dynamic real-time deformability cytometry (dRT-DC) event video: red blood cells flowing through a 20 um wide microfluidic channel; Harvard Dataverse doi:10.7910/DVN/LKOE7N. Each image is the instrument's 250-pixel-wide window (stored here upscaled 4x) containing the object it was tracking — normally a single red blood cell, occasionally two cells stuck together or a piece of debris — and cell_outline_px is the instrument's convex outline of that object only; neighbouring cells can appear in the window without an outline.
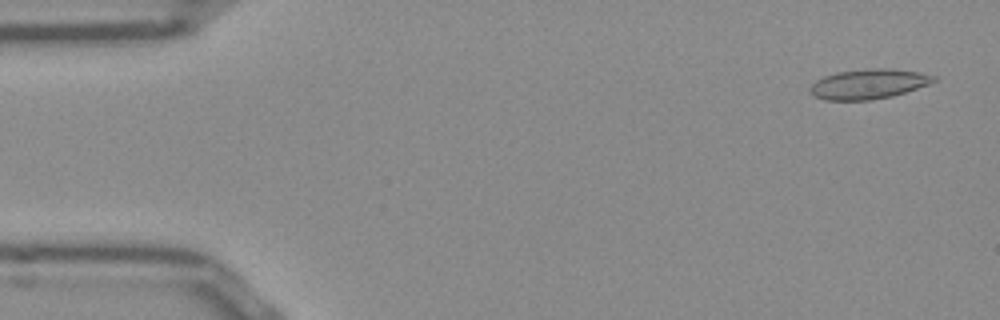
{"species": "Egyptian fruit bat (a non-hibernating species)", "species_latin": "Rousettus aegyptiacus", "temperature_condition": "room temperature", "stored_images_in_passage": 51, "camera_frame_rate_fps": 3000, "um_per_image_px": 0.085, "frame": {"image": 1, "passage_image": 2, "time_ms": 0.333, "image_size_px": [1000, 320], "cell_outline_px": [[936, 80], [928, 84], [892, 96], [872, 100], [824, 100], [816, 96], [808, 88], [816, 80], [824, 76], [836, 72], [868, 68], [888, 68], [916, 72], [936, 76]], "centroid_in_image_um": [73.79, 7.13], "position_along_channel_um": 11.2, "area_um2": 21.33}}
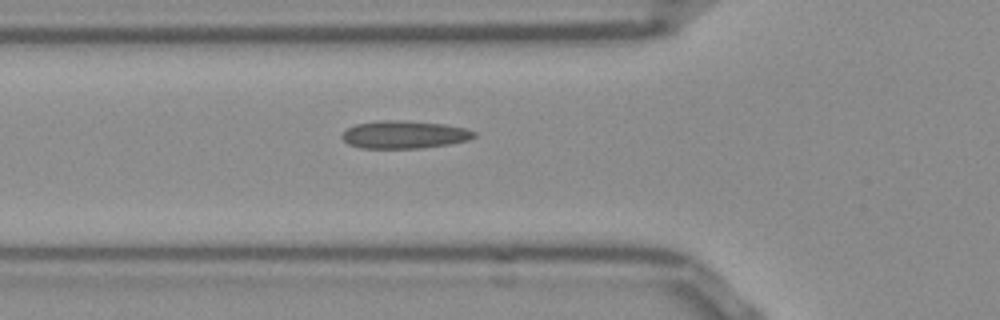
{"frame": {"image": 2, "passage_image": 17, "time_ms": 5.333, "image_size_px": [1000, 320], "cell_outline_px": [[476, 136], [468, 140], [448, 144], [420, 148], [360, 148], [348, 144], [340, 136], [348, 128], [356, 124], [376, 120], [396, 120], [444, 124], [468, 128], [476, 132]], "centroid_in_image_um": [34.37, 11.44], "position_along_channel_um": 91.4, "area_um2": 21.39}}
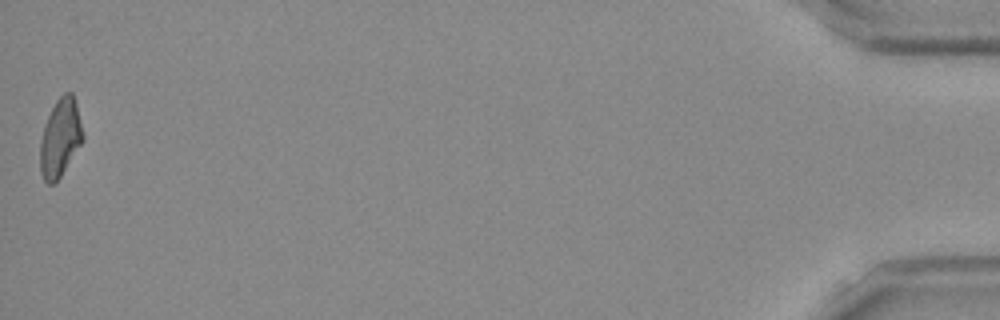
{"frame": {"image": 3, "passage_image": 51, "time_ms": 16.667, "image_size_px": [1000, 320], "cell_outline_px": [[84, 140], [60, 176], [52, 184], [48, 184], [44, 180], [40, 172], [40, 140], [44, 124], [56, 100], [64, 92], [72, 92], [76, 104], [84, 136]], "centroid_in_image_um": [5.11, 11.71], "position_along_channel_um": 430.1, "area_um2": 19.31}, "authors_computed_cell_mechanics": {"area_um2": 20.2878, "velocity_mm_per_s": 3.8838, "shape_relaxation_time_tau1_ms": null, "shape_relaxation_time_tau2_ms": 3.3354, "deformation_change_tau1": null, "deformation_change_tau2": 0.1081}}